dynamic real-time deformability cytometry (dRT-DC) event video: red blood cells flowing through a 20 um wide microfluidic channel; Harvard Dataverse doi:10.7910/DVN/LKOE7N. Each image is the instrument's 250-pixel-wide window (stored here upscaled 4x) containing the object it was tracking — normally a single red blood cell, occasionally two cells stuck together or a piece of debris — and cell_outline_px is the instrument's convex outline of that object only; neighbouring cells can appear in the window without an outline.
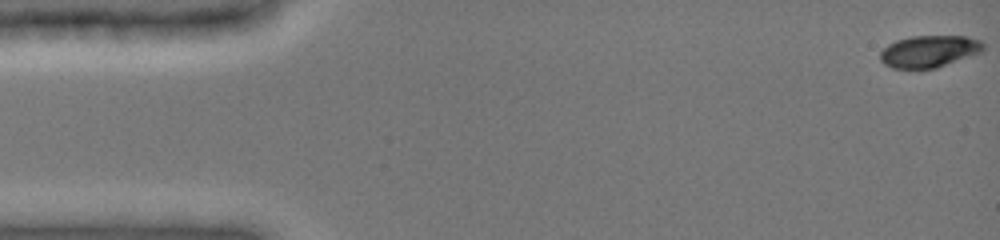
{"species": "common noctule bat (a hibernating species)", "species_latin": "Nyctalus noctula", "temperature_condition": "cold", "stored_images_in_passage": 49, "camera_frame_rate_fps": 3000, "um_per_image_px": 0.085, "animal": {"sex": "female", "body_mass_g": 19.0, "forearm_length_mm": 51.5}, "frame": {"image": 1, "passage_image": 1, "time_ms": 0.0, "image_size_px": [1000, 240], "cell_outline_px": [[984, 48], [980, 52], [936, 68], [892, 68], [884, 64], [880, 60], [880, 52], [888, 44], [896, 40], [912, 36], [964, 36], [980, 40], [984, 44]], "centroid_in_image_um": [78.95, 4.36], "position_along_channel_um": 6.1, "area_um2": 19.02}}
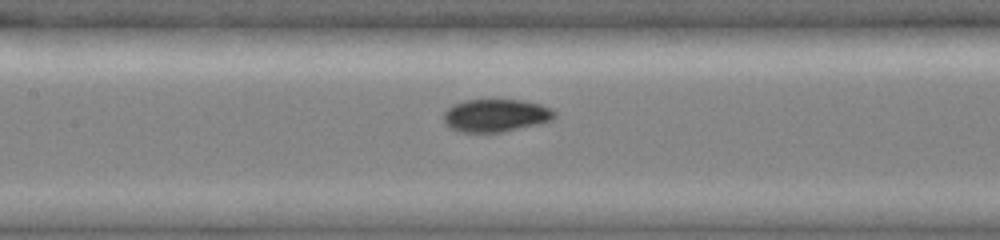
{"frame": {"image": 2, "passage_image": 23, "time_ms": 7.333, "image_size_px": [1000, 240], "cell_outline_px": [[556, 116], [552, 120], [540, 124], [504, 132], [460, 132], [444, 124], [444, 112], [452, 104], [464, 100], [524, 100], [540, 104], [552, 108], [556, 112]], "centroid_in_image_um": [42.17, 9.81], "position_along_channel_um": 165.2, "area_um2": 21.44}}
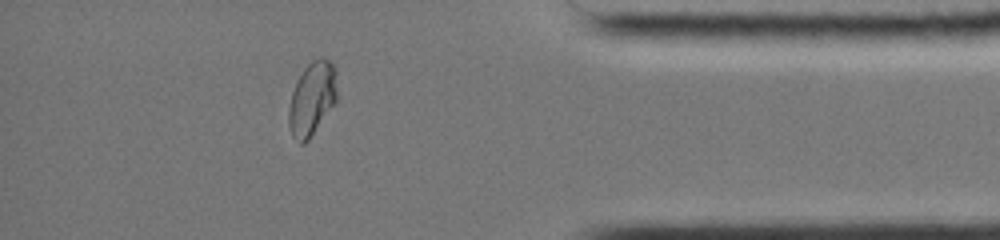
{"frame": {"image": 3, "passage_image": 43, "time_ms": 14.0, "image_size_px": [1000, 240], "cell_outline_px": [[336, 100], [308, 140], [304, 144], [300, 144], [292, 136], [288, 124], [288, 108], [292, 92], [304, 68], [312, 60], [320, 56], [328, 60], [336, 68]], "centroid_in_image_um": [26.5, 8.38], "position_along_channel_um": 408.7, "area_um2": 20.46}, "authors_computed_cell_mechanics": {"area_um2": 20.6346, "velocity_mm_per_s": 3.9179, "shape_relaxation_time_tau1_ms": 8.033, "shape_relaxation_time_tau2_ms": null, "deformation_change_tau1": 0.2292, "deformation_change_tau2": null}}